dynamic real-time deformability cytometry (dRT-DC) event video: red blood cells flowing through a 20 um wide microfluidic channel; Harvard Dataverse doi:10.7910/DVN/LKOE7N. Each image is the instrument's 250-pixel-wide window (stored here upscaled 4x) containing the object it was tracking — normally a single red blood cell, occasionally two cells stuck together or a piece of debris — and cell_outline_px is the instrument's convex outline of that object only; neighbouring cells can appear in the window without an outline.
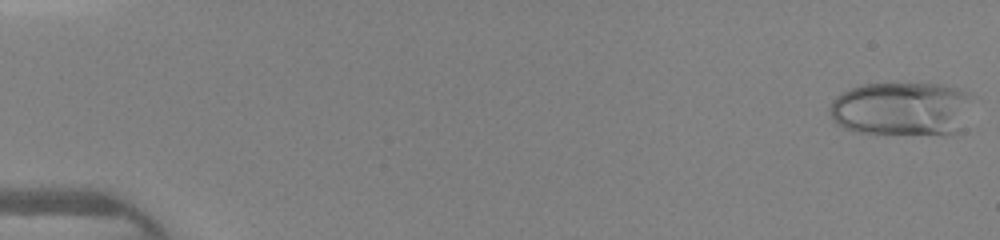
{"species": "human", "species_latin": "Homo sapiens", "temperature_condition": "warm", "stored_images_in_passage": 46, "camera_frame_rate_fps": 3000, "um_per_image_px": 0.085, "donor": {"sex": "female"}, "frame": {"image": 1, "passage_image": 1, "time_ms": 0.0, "image_size_px": [1000, 240], "cell_outline_px": [[972, 96], [956, 132], [944, 136], [856, 132], [844, 128], [836, 124], [832, 120], [828, 112], [828, 108], [832, 100], [840, 92], [860, 84], [944, 84], [968, 92]], "centroid_in_image_um": [76.55, 9.26], "position_along_channel_um": 8.5, "area_um2": 45.2}}
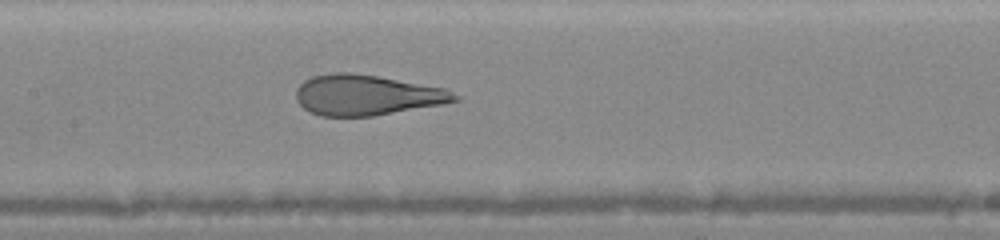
{"frame": {"image": 2, "passage_image": 23, "time_ms": 7.333, "image_size_px": [1000, 240], "cell_outline_px": [[460, 100], [444, 104], [372, 116], [320, 116], [308, 112], [296, 100], [296, 88], [304, 80], [312, 76], [332, 72], [352, 72], [448, 88], [460, 96]], "centroid_in_image_um": [31.18, 8.08], "position_along_channel_um": 176.2, "area_um2": 37.74}}
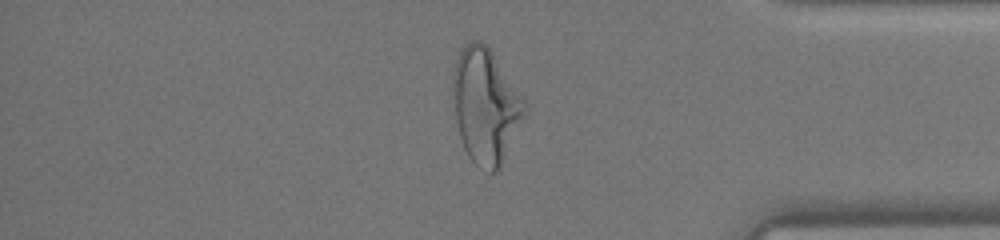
{"frame": {"image": 3, "passage_image": 39, "time_ms": 12.667, "image_size_px": [1000, 240], "cell_outline_px": [[528, 104], [500, 172], [488, 172], [480, 168], [468, 156], [464, 148], [460, 136], [456, 120], [452, 84], [452, 72], [460, 48], [468, 40], [480, 40], [488, 44]], "centroid_in_image_um": [41.27, 8.96], "position_along_channel_um": 393.9, "area_um2": 48.55}}